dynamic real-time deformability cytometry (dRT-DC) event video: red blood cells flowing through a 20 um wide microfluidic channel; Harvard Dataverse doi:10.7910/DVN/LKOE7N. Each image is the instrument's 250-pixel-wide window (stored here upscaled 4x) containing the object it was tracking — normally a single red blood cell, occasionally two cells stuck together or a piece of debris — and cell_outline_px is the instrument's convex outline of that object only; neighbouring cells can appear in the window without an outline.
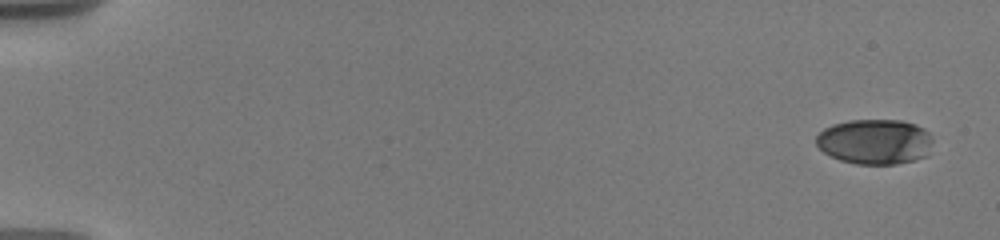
{"species": "human", "species_latin": "Homo sapiens", "temperature_condition": "warm", "stored_images_in_passage": 12, "camera_frame_rate_fps": 3000, "um_per_image_px": 0.085, "donor": {"sex": "male"}, "frame": {"image": 1, "passage_image": 1, "time_ms": 0.0, "image_size_px": [1000, 240], "cell_outline_px": [[932, 140], [928, 156], [916, 160], [896, 164], [856, 164], [840, 160], [824, 152], [816, 144], [816, 136], [824, 128], [832, 124], [852, 120], [900, 120], [916, 124], [924, 128], [928, 132]], "centroid_in_image_um": [74.38, 12.04], "position_along_channel_um": 10.6, "area_um2": 30.87}}
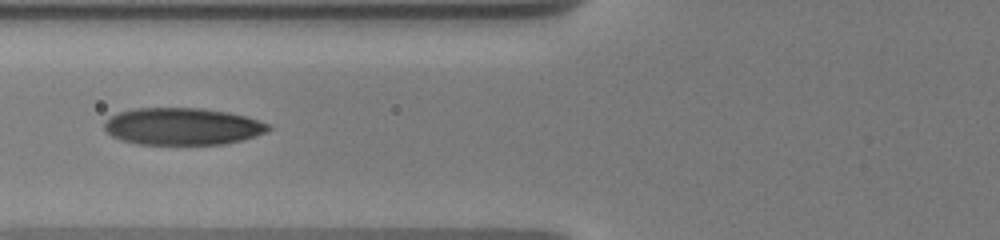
{"frame": {"image": 2, "passage_image": 9, "time_ms": 7.333, "image_size_px": [1000, 240], "cell_outline_px": [[272, 128], [264, 132], [240, 140], [224, 144], [140, 144], [124, 140], [112, 136], [104, 128], [104, 124], [112, 116], [120, 112], [136, 108], [200, 108], [228, 112], [244, 116], [268, 124]], "centroid_in_image_um": [15.49, 10.74], "position_along_channel_um": 110.3, "area_um2": 34.85}}
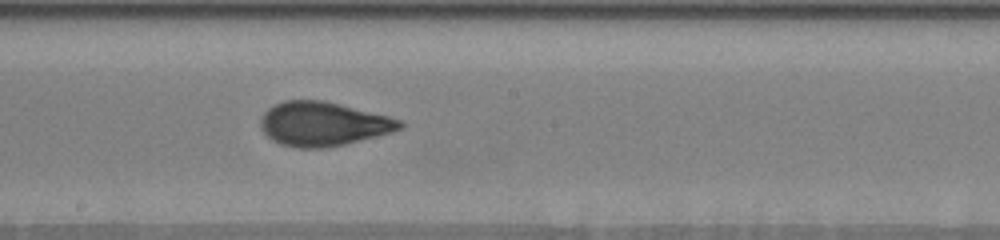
{"frame": {"image": 3, "passage_image": 12, "time_ms": 10.333, "image_size_px": [1000, 240], "cell_outline_px": [[404, 128], [392, 132], [328, 148], [300, 148], [280, 144], [272, 140], [260, 128], [260, 120], [264, 112], [268, 108], [284, 100], [324, 100], [388, 116], [400, 120], [404, 124]], "centroid_in_image_um": [27.45, 10.53], "position_along_channel_um": 220.8, "area_um2": 35.72}}